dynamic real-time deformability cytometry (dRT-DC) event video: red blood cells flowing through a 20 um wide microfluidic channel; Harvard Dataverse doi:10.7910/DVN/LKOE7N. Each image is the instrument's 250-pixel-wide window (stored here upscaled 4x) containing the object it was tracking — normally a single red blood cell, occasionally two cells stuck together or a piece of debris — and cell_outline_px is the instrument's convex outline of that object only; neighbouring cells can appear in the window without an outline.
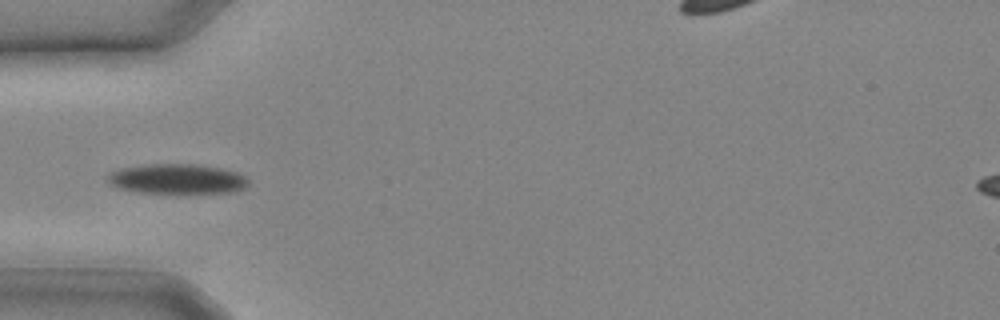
{"species": "common noctule bat (a hibernating species)", "species_latin": "Nyctalus noctula", "temperature_condition": "cold", "stored_images_in_passage": 4, "camera_frame_rate_fps": 3000, "um_per_image_px": 0.085, "animal": {"sex": "male", "body_mass_g": 20.4}, "frame": {"image": 1, "passage_image": 1, "time_ms": 0.0, "image_size_px": [1000, 320], "cell_outline_px": [[248, 184], [244, 188], [232, 192], [140, 192], [120, 188], [112, 184], [108, 180], [108, 176], [112, 172], [120, 168], [148, 164], [196, 164], [220, 168], [236, 172], [244, 176], [248, 180]], "centroid_in_image_um": [15.07, 15.19], "position_along_channel_um": 69.9, "area_um2": 23.99}}
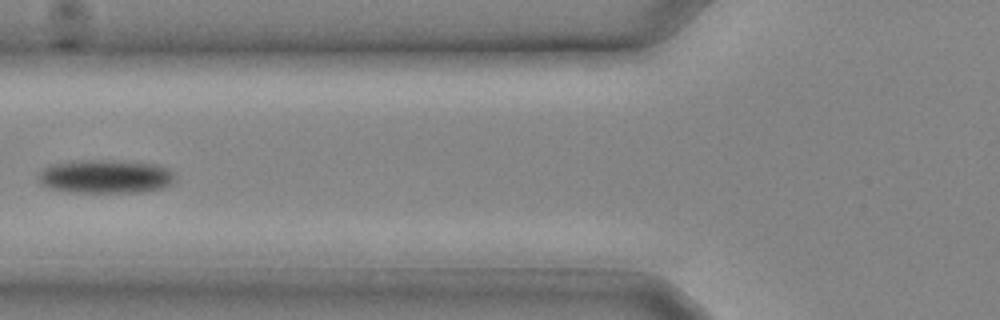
{"frame": {"image": 2, "passage_image": 3, "time_ms": 0.667, "image_size_px": [1000, 320], "cell_outline_px": [[176, 180], [172, 184], [164, 188], [140, 192], [72, 192], [52, 188], [40, 184], [36, 180], [40, 172], [44, 168], [52, 164], [84, 160], [104, 160], [152, 164], [168, 168], [176, 176]], "centroid_in_image_um": [8.98, 15.01], "position_along_channel_um": 116.8, "area_um2": 26.65}}